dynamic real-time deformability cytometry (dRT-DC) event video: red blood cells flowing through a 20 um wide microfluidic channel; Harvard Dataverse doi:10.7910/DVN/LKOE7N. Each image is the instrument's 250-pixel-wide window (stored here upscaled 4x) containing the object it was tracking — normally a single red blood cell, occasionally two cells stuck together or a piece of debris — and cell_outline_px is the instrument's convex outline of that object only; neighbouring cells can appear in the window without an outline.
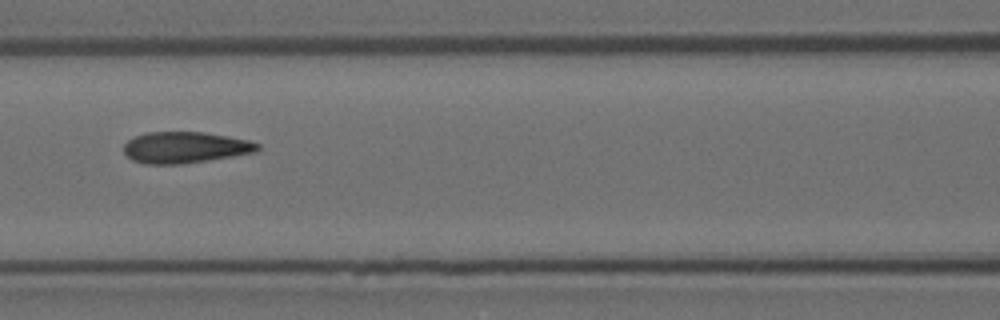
{"species": "Egyptian fruit bat (a non-hibernating species)", "species_latin": "Rousettus aegyptiacus", "temperature_condition": "room temperature", "stored_images_in_passage": 14, "camera_frame_rate_fps": 3000, "um_per_image_px": 0.085, "animal": {"sex": "female"}, "frame": {"image": 1, "passage_image": 6, "time_ms": 1.667, "image_size_px": [1000, 320], "cell_outline_px": [[260, 148], [256, 152], [208, 160], [180, 164], [144, 164], [132, 160], [124, 152], [124, 144], [128, 140], [136, 136], [148, 132], [204, 132], [228, 136], [248, 140], [260, 144]], "centroid_in_image_um": [15.74, 12.53], "position_along_channel_um": 150.9, "area_um2": 24.33}}
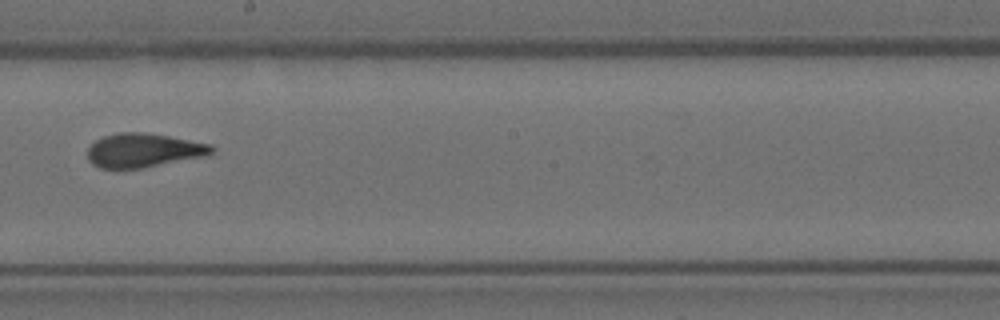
{"frame": {"image": 2, "passage_image": 8, "time_ms": 2.333, "image_size_px": [1000, 320], "cell_outline_px": [[216, 148], [208, 156], [144, 168], [100, 168], [92, 164], [88, 160], [88, 148], [96, 140], [104, 136], [120, 132], [140, 132], [168, 136], [212, 144]], "centroid_in_image_um": [12.24, 12.79], "position_along_channel_um": 236.0, "area_um2": 24.68}}
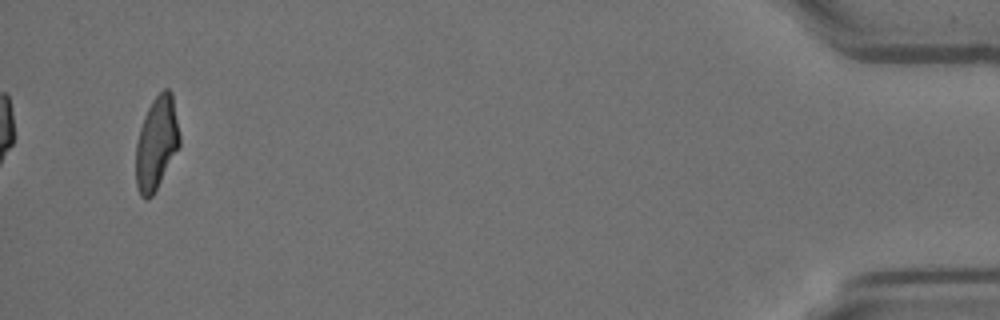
{"frame": {"image": 3, "passage_image": 14, "time_ms": 4.333, "image_size_px": [1000, 320], "cell_outline_px": [[180, 144], [152, 196], [148, 200], [144, 200], [140, 196], [136, 184], [136, 144], [140, 128], [144, 116], [152, 100], [164, 88], [168, 88], [172, 92], [180, 136]], "centroid_in_image_um": [13.29, 12.16], "position_along_channel_um": 421.9, "area_um2": 23.52}}